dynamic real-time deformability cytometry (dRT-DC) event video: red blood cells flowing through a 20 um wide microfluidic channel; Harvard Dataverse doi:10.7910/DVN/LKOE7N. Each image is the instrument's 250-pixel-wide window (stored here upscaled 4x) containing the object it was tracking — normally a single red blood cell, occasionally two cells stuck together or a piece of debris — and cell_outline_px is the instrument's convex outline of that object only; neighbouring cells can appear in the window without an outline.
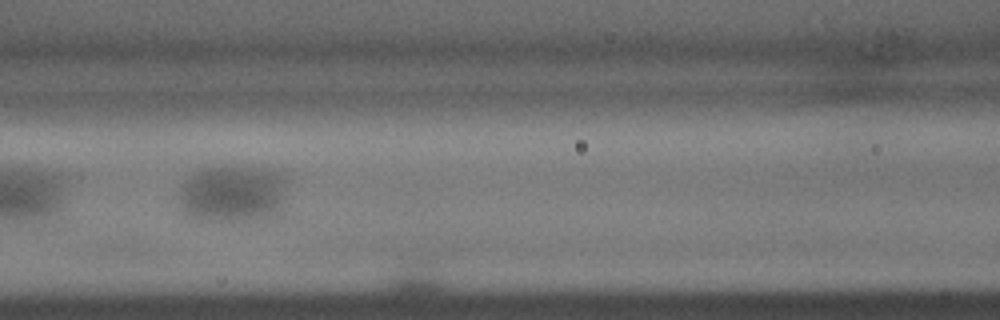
{"species": "common noctule bat (a hibernating species)", "species_latin": "Nyctalus noctula", "temperature_condition": "warm", "stored_images_in_passage": 13, "camera_frame_rate_fps": 3000, "um_per_image_px": 0.085, "animal": {"sex": "male", "body_mass_g": 15.6}, "frame": {"image": 1, "passage_image": 12, "time_ms": 3.667, "image_size_px": [1000, 320], "cell_outline_px": [[444, 288], [436, 292], [416, 296], [388, 292], [388, 276], [412, 260], [432, 256], [440, 264], [444, 284]], "centroid_in_image_um": [35.46, 23.62], "position_along_channel_um": 131.1, "area_um2": 12.02}}